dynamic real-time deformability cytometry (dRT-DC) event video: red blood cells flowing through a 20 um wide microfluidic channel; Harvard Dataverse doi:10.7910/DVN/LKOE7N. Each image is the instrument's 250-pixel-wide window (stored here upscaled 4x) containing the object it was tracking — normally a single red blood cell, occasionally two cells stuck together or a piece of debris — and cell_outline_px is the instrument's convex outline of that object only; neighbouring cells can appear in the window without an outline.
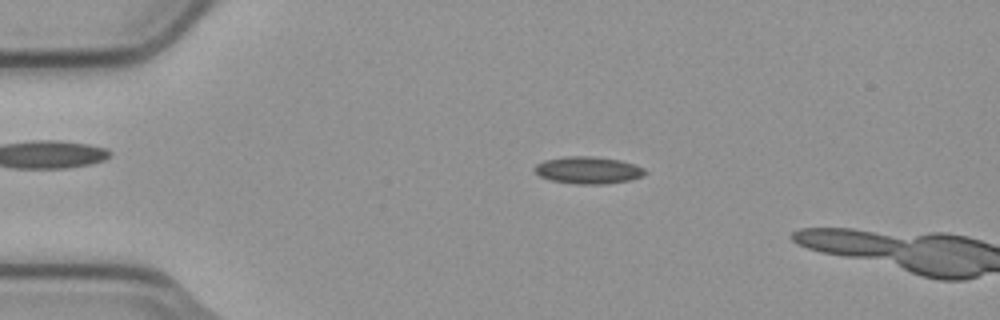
{"species": "common noctule bat (a hibernating species)", "species_latin": "Nyctalus noctula", "temperature_condition": "cold", "stored_images_in_passage": 5, "camera_frame_rate_fps": 3000, "um_per_image_px": 0.085, "animal": {"sex": "male", "body_mass_g": 23.1, "forearm_length_mm": 52.7}, "frame": {"image": 1, "passage_image": 4, "time_ms": 1.0, "image_size_px": [1000, 320], "cell_outline_px": [[648, 172], [644, 176], [628, 180], [604, 184], [576, 184], [552, 180], [540, 176], [532, 168], [536, 164], [544, 160], [568, 156], [592, 156], [620, 160], [636, 164], [644, 168]], "centroid_in_image_um": [50.01, 14.46], "position_along_channel_um": 35.0, "area_um2": 17.51}}